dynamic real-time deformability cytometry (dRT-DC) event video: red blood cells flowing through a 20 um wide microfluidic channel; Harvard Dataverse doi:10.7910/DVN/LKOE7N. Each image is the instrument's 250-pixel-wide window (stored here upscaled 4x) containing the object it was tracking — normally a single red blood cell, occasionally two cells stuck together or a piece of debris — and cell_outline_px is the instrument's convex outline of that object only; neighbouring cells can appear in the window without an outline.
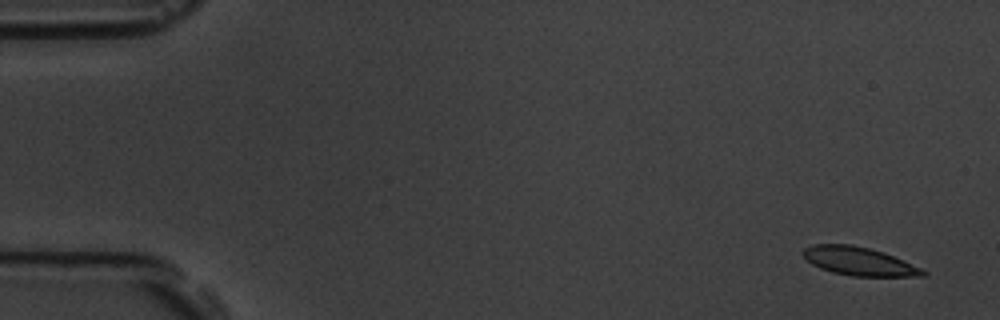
{"species": "common noctule bat (a hibernating species)", "species_latin": "Nyctalus noctula", "temperature_condition": "room temperature", "stored_images_in_passage": 6, "segment_of_instrument_passage": [1, 2], "camera_frame_rate_fps": 3000, "um_per_image_px": 0.085, "animal": {"sex": "male", "body_mass_g": 19.5, "forearm_length_mm": 54.6}, "frame": {"image": 1, "passage_image": 1, "time_ms": 0.0, "image_size_px": [1000, 320], "cell_outline_px": [[928, 276], [852, 276], [832, 272], [820, 268], [812, 264], [800, 252], [804, 248], [812, 244], [852, 244], [884, 252], [920, 268], [928, 272]], "centroid_in_image_um": [72.99, 22.2], "position_along_channel_um": 12.0, "area_um2": 19.77}}
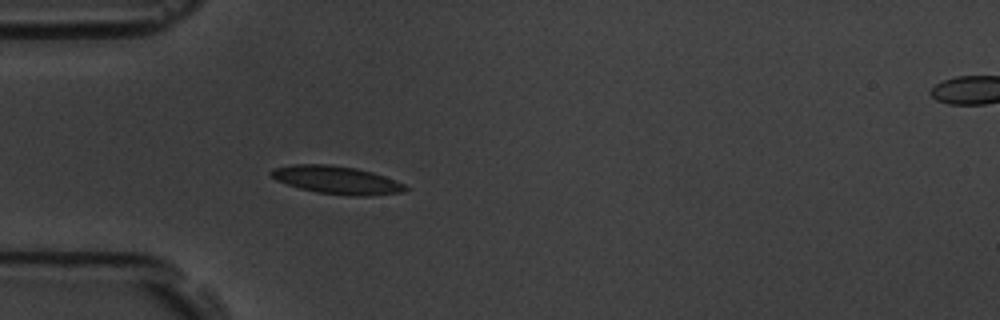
{"frame": {"image": 2, "passage_image": 5, "time_ms": 4.667, "image_size_px": [1000, 320], "cell_outline_px": [[408, 188], [404, 192], [372, 196], [352, 196], [316, 192], [300, 188], [276, 180], [268, 176], [268, 172], [276, 168], [292, 164], [328, 164], [356, 168], [372, 172], [384, 176], [404, 184]], "centroid_in_image_um": [28.61, 15.3], "position_along_channel_um": 56.4, "area_um2": 21.91}}